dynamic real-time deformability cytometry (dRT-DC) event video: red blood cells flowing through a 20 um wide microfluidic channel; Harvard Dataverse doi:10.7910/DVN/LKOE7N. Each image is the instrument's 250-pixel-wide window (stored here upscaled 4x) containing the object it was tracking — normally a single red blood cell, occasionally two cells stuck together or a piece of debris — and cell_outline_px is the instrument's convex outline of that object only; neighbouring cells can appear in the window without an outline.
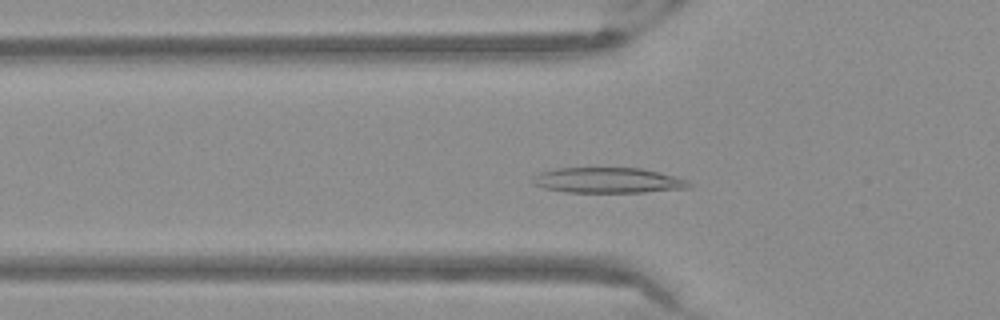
{"species": "Egyptian fruit bat (a non-hibernating species)", "species_latin": "Rousettus aegyptiacus", "temperature_condition": "warm", "stored_images_in_passage": 51, "camera_frame_rate_fps": 3000, "um_per_image_px": 0.085, "frame": {"image": 1, "passage_image": 16, "time_ms": 5.0, "image_size_px": [1000, 320], "cell_outline_px": [[692, 184], [688, 188], [644, 192], [564, 192], [544, 188], [532, 184], [532, 176], [540, 172], [560, 168], [640, 168], [676, 176], [688, 180]], "centroid_in_image_um": [51.66, 15.33], "position_along_channel_um": 74.1, "area_um2": 23.18}}
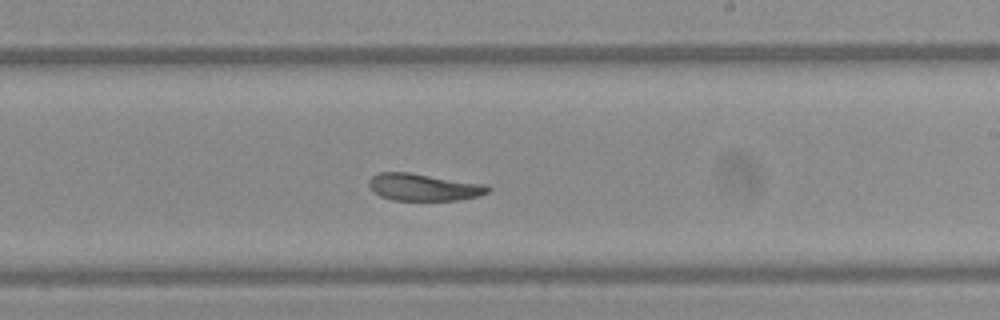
{"frame": {"image": 2, "passage_image": 30, "time_ms": 9.667, "image_size_px": [1000, 320], "cell_outline_px": [[492, 188], [488, 192], [480, 196], [460, 200], [392, 200], [380, 196], [372, 192], [368, 184], [368, 180], [372, 176], [380, 172], [408, 172], [488, 184]], "centroid_in_image_um": [36.03, 15.91], "position_along_channel_um": 253.0, "area_um2": 19.13}}
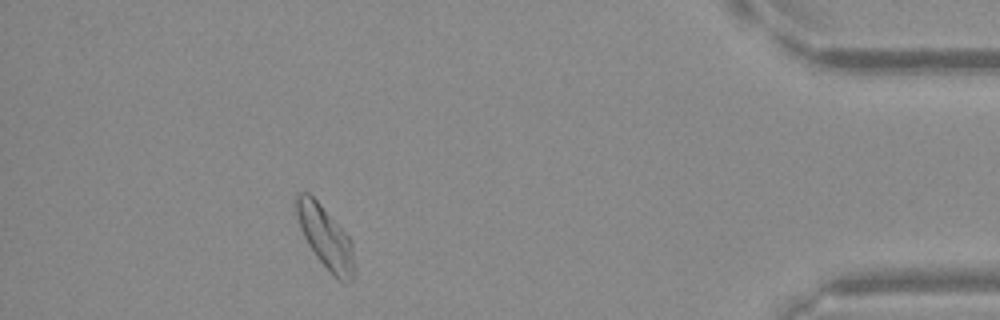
{"frame": {"image": 3, "passage_image": 46, "time_ms": 15.0, "image_size_px": [1000, 320], "cell_outline_px": [[356, 276], [348, 284], [344, 284], [336, 280], [316, 256], [308, 244], [300, 228], [296, 216], [296, 192], [308, 192], [320, 204], [348, 236], [352, 244], [356, 268]], "centroid_in_image_um": [27.7, 20.26], "position_along_channel_um": 407.5, "area_um2": 21.27}}